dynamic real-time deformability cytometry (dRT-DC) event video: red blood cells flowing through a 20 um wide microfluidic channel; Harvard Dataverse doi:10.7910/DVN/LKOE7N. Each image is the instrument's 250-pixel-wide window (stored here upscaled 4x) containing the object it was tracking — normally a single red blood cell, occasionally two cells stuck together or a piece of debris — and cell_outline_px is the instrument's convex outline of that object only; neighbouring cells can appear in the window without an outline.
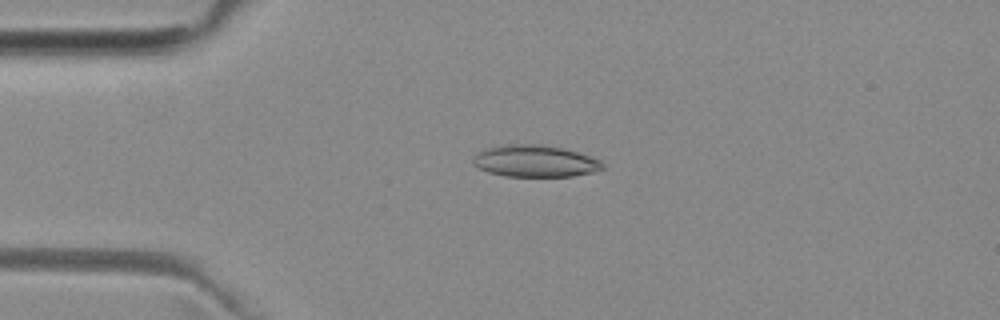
{"species": "common noctule bat (a hibernating species)", "species_latin": "Nyctalus noctula", "temperature_condition": "room temperature", "stored_images_in_passage": 46, "camera_frame_rate_fps": 3000, "um_per_image_px": 0.085, "animal": {"sex": "female", "body_mass_g": 29.2, "forearm_length_mm": 56.3}, "frame": {"image": 1, "passage_image": 7, "time_ms": 2.0, "image_size_px": [1000, 320], "cell_outline_px": [[604, 168], [592, 172], [572, 176], [504, 176], [488, 172], [472, 164], [472, 156], [488, 148], [512, 144], [540, 144], [564, 148], [600, 160], [604, 164]], "centroid_in_image_um": [45.47, 13.69], "position_along_channel_um": 39.5, "area_um2": 23.81}}
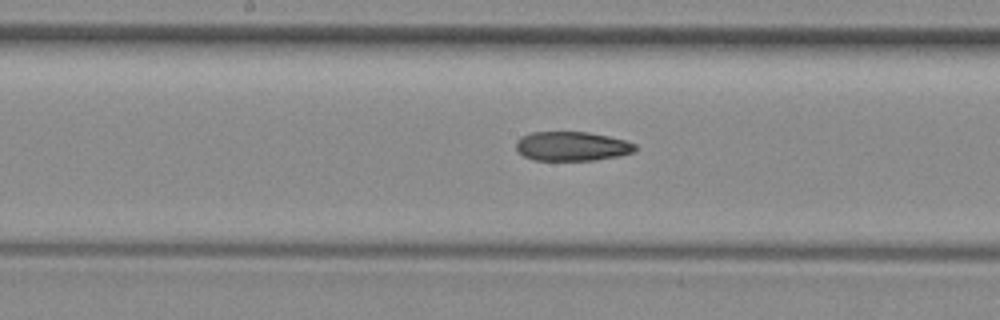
{"frame": {"image": 2, "passage_image": 21, "time_ms": 6.667, "image_size_px": [1000, 320], "cell_outline_px": [[636, 148], [632, 152], [616, 156], [596, 160], [536, 160], [524, 156], [516, 152], [516, 140], [520, 136], [532, 132], [588, 132], [608, 136], [624, 140], [636, 144]], "centroid_in_image_um": [48.56, 12.42], "position_along_channel_um": 199.6, "area_um2": 20.29}}
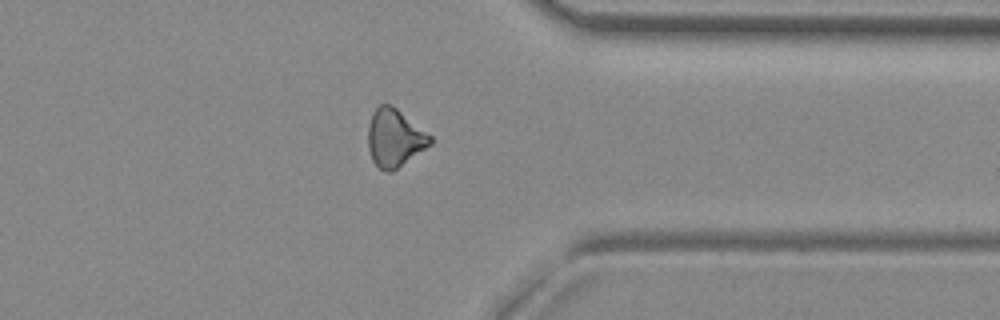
{"frame": {"image": 3, "passage_image": 35, "time_ms": 11.333, "image_size_px": [1000, 320], "cell_outline_px": [[432, 144], [392, 172], [388, 172], [380, 168], [372, 160], [368, 148], [368, 124], [372, 112], [380, 104], [392, 104], [432, 136]], "centroid_in_image_um": [33.54, 11.71], "position_along_channel_um": 377.9, "area_um2": 21.04}}